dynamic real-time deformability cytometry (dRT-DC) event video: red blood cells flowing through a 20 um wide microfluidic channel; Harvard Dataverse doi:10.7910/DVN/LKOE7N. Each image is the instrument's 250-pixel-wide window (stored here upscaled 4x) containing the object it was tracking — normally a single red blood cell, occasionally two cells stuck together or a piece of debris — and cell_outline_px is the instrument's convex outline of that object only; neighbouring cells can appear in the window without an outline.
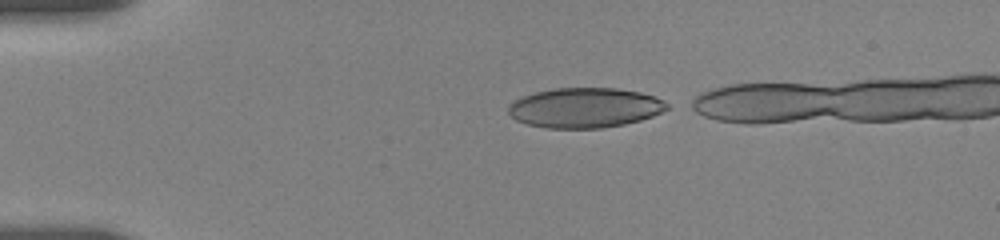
{"species": "human", "species_latin": "Homo sapiens", "temperature_condition": "room temperature", "stored_images_in_passage": 59, "camera_frame_rate_fps": 3000, "um_per_image_px": 0.085, "donor": {"sex": "female"}, "frame": {"image": 1, "passage_image": 1, "time_ms": 0.0, "image_size_px": [1000, 240], "cell_outline_px": [[668, 108], [652, 116], [640, 120], [624, 124], [600, 128], [548, 128], [528, 124], [516, 120], [508, 112], [508, 104], [524, 96], [536, 92], [552, 88], [616, 88], [640, 92], [656, 96], [664, 100], [668, 104]], "centroid_in_image_um": [49.72, 9.15], "position_along_channel_um": 35.3, "area_um2": 36.82}}
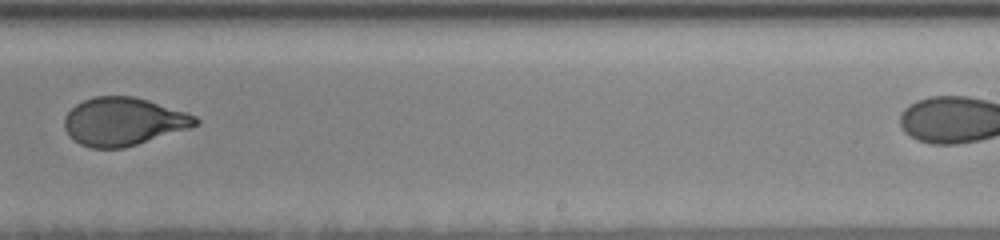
{"frame": {"image": 2, "passage_image": 36, "time_ms": 8.0, "image_size_px": [1000, 240], "cell_outline_px": [[200, 124], [188, 128], [124, 148], [92, 148], [80, 144], [64, 128], [64, 116], [76, 104], [84, 100], [96, 96], [132, 96], [148, 100], [196, 116], [200, 120]], "centroid_in_image_um": [10.48, 10.32], "position_along_channel_um": 278.5, "area_um2": 36.24}}
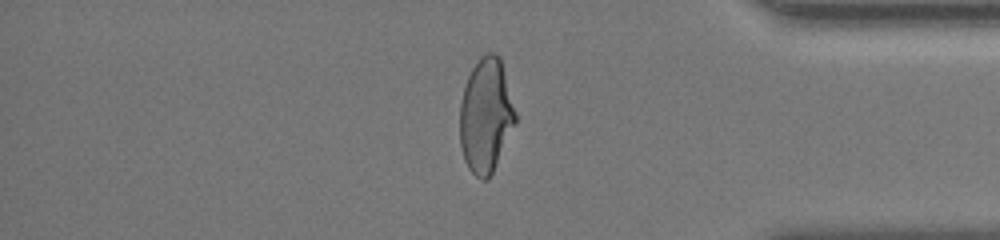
{"frame": {"image": 3, "passage_image": 55, "time_ms": 11.667, "image_size_px": [1000, 240], "cell_outline_px": [[516, 124], [488, 180], [480, 180], [468, 168], [464, 160], [460, 144], [460, 104], [464, 88], [468, 76], [472, 68], [480, 56], [488, 52], [496, 52], [500, 56], [516, 112]], "centroid_in_image_um": [41.3, 9.81], "position_along_channel_um": 393.9, "area_um2": 37.17}}